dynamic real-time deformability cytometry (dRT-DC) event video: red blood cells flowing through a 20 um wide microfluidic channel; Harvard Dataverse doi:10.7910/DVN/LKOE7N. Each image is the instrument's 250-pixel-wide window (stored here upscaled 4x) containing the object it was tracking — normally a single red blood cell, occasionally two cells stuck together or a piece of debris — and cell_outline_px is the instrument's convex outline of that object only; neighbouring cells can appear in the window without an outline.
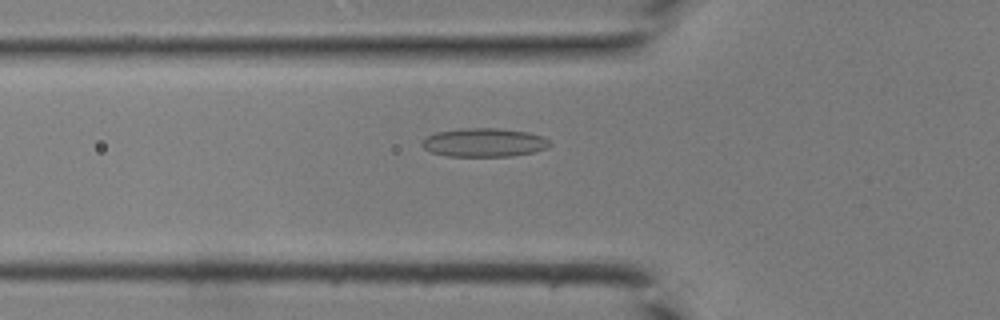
{"species": "common noctule bat (a hibernating species)", "species_latin": "Nyctalus noctula", "temperature_condition": "room temperature", "stored_images_in_passage": 42, "camera_frame_rate_fps": 3000, "um_per_image_px": 0.085, "animal": {"sex": "male", "body_mass_g": 19.0, "forearm_length_mm": 50.8}, "frame": {"image": 1, "passage_image": 14, "time_ms": 4.333, "image_size_px": [1000, 320], "cell_outline_px": [[552, 144], [548, 148], [532, 152], [512, 156], [448, 156], [432, 152], [424, 148], [420, 144], [428, 136], [436, 132], [460, 128], [500, 128], [528, 132], [540, 136], [548, 140]], "centroid_in_image_um": [41.15, 12.11], "position_along_channel_um": 84.6, "area_um2": 21.27}}
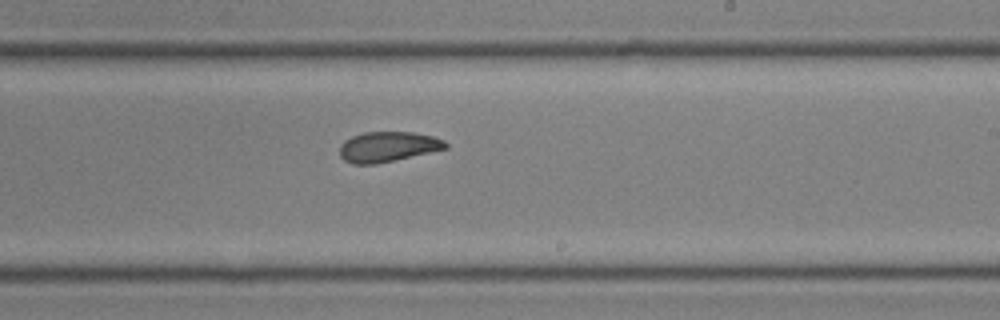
{"frame": {"image": 2, "passage_image": 25, "time_ms": 8.0, "image_size_px": [1000, 320], "cell_outline_px": [[448, 148], [376, 164], [352, 164], [344, 160], [340, 156], [340, 144], [344, 140], [352, 136], [364, 132], [412, 132], [432, 136], [444, 140], [448, 144]], "centroid_in_image_um": [32.94, 12.47], "position_along_channel_um": 256.1, "area_um2": 18.61}}
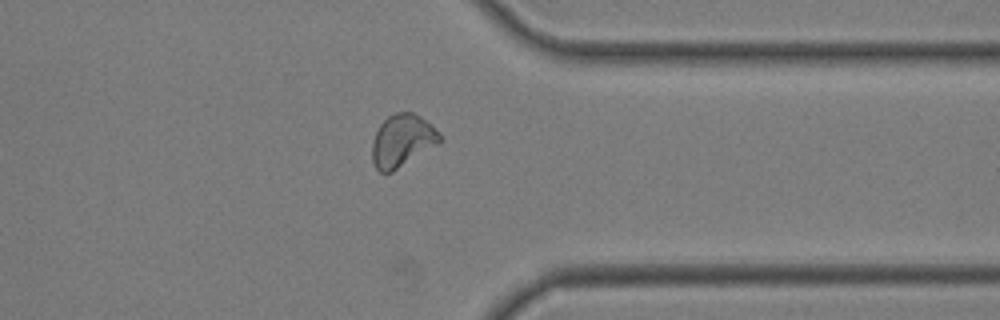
{"frame": {"image": 3, "passage_image": 33, "time_ms": 10.667, "image_size_px": [1000, 320], "cell_outline_px": [[444, 140], [440, 144], [392, 172], [380, 172], [376, 168], [372, 160], [372, 144], [376, 132], [380, 124], [388, 116], [396, 112], [412, 112], [420, 116], [440, 132]], "centroid_in_image_um": [34.23, 11.96], "position_along_channel_um": 377.2, "area_um2": 20.87}}